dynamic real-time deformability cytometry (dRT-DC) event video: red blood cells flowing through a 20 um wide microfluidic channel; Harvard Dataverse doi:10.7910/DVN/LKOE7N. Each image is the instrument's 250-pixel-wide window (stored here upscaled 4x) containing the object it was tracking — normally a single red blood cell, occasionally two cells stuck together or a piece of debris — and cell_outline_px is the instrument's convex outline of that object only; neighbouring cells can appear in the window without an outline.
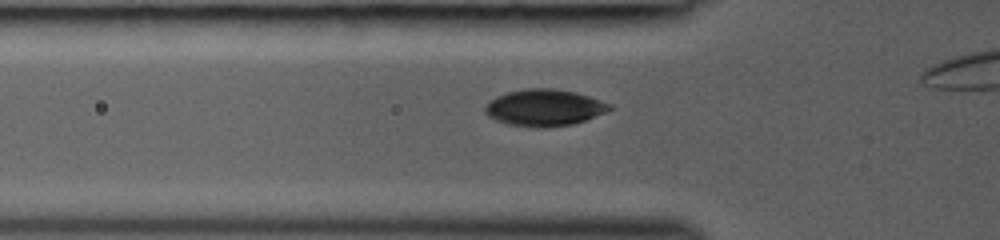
{"species": "common noctule bat (a hibernating species)", "species_latin": "Nyctalus noctula", "temperature_condition": "room temperature", "stored_images_in_passage": 32, "camera_frame_rate_fps": 3000, "um_per_image_px": 0.085, "animal": {"sex": "female", "body_mass_g": 19.0, "forearm_length_mm": 53.3}, "frame": {"image": 1, "passage_image": 7, "time_ms": 2.0, "image_size_px": [1000, 240], "cell_outline_px": [[612, 108], [604, 112], [584, 120], [572, 124], [548, 128], [532, 128], [508, 124], [496, 120], [488, 116], [484, 112], [484, 108], [488, 100], [496, 96], [508, 92], [524, 88], [552, 88], [576, 92], [612, 104]], "centroid_in_image_um": [46.21, 9.15], "position_along_channel_um": 79.6, "area_um2": 26.76}}
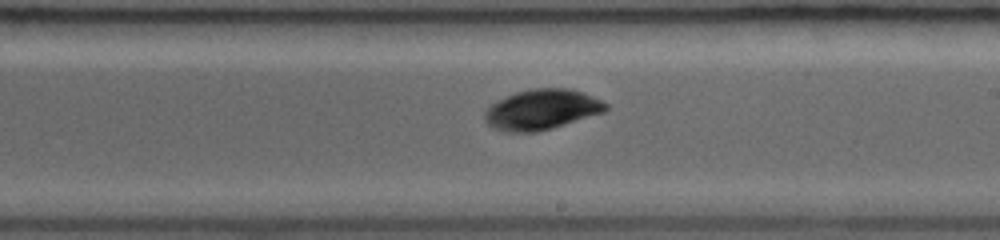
{"frame": {"image": 2, "passage_image": 18, "time_ms": 5.667, "image_size_px": [1000, 240], "cell_outline_px": [[608, 108], [604, 112], [552, 128], [536, 132], [504, 132], [492, 128], [484, 120], [484, 112], [492, 104], [516, 92], [532, 88], [572, 88], [584, 92], [608, 104]], "centroid_in_image_um": [46.05, 9.31], "position_along_channel_um": 242.9, "area_um2": 28.38}}
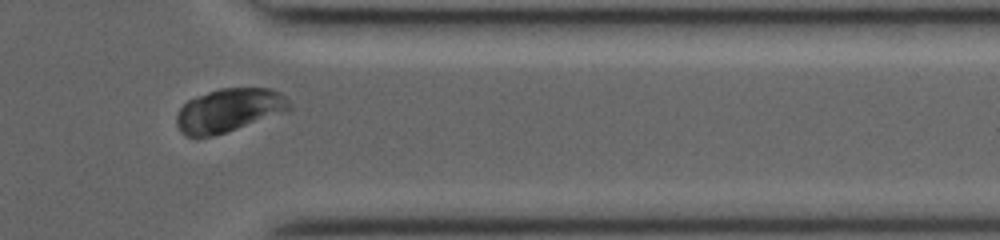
{"frame": {"image": 3, "passage_image": 28, "time_ms": 9.0, "image_size_px": [1000, 240], "cell_outline_px": [[292, 108], [288, 112], [212, 136], [184, 136], [180, 132], [176, 124], [176, 116], [180, 108], [188, 100], [196, 96], [220, 88], [272, 88], [280, 92], [292, 104]], "centroid_in_image_um": [19.49, 9.37], "position_along_channel_um": 391.9, "area_um2": 28.73}}